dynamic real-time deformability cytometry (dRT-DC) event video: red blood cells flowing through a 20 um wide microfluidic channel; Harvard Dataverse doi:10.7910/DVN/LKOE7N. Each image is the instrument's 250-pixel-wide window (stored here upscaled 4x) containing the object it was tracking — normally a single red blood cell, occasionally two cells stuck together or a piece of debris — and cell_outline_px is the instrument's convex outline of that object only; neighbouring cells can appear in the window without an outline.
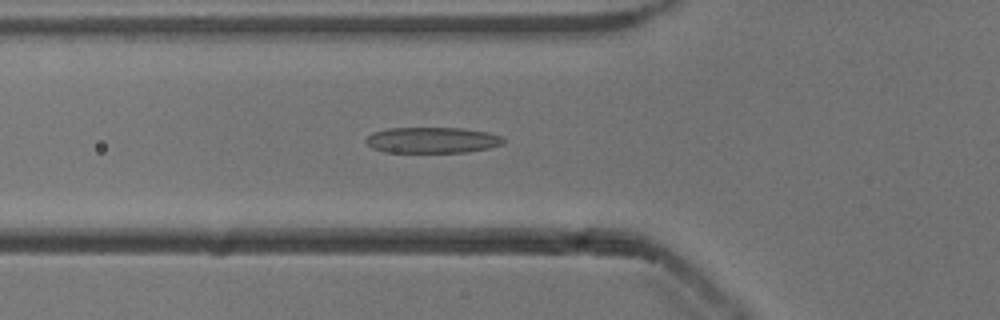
{"species": "common noctule bat (a hibernating species)", "species_latin": "Nyctalus noctula", "temperature_condition": "cold", "stored_images_in_passage": 53, "camera_frame_rate_fps": 3000, "um_per_image_px": 0.085, "animal": {"sex": "male", "body_mass_g": 13.3}, "frame": {"image": 1, "passage_image": 19, "time_ms": 6.0, "image_size_px": [1000, 320], "cell_outline_px": [[504, 144], [488, 148], [468, 152], [384, 152], [372, 148], [364, 140], [372, 132], [388, 128], [464, 128], [488, 132], [504, 136]], "centroid_in_image_um": [36.76, 11.91], "position_along_channel_um": 89.0, "area_um2": 20.92}}
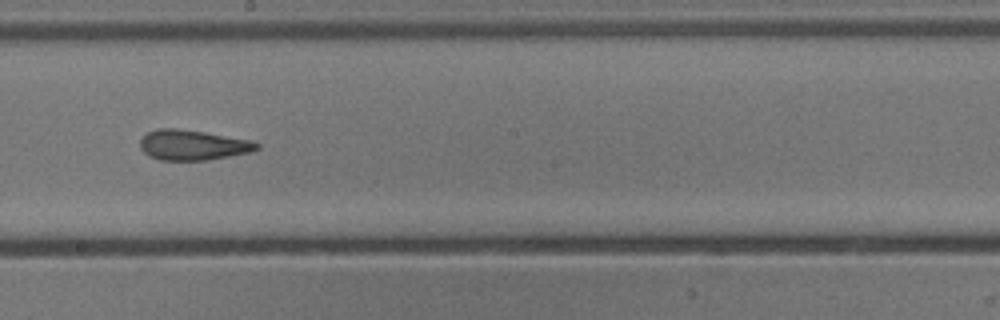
{"frame": {"image": 2, "passage_image": 30, "time_ms": 9.667, "image_size_px": [1000, 320], "cell_outline_px": [[260, 148], [252, 152], [208, 160], [160, 160], [148, 156], [140, 148], [140, 140], [148, 132], [156, 128], [176, 128], [204, 132], [252, 140], [260, 144]], "centroid_in_image_um": [16.4, 12.33], "position_along_channel_um": 231.8, "area_um2": 20.69}}
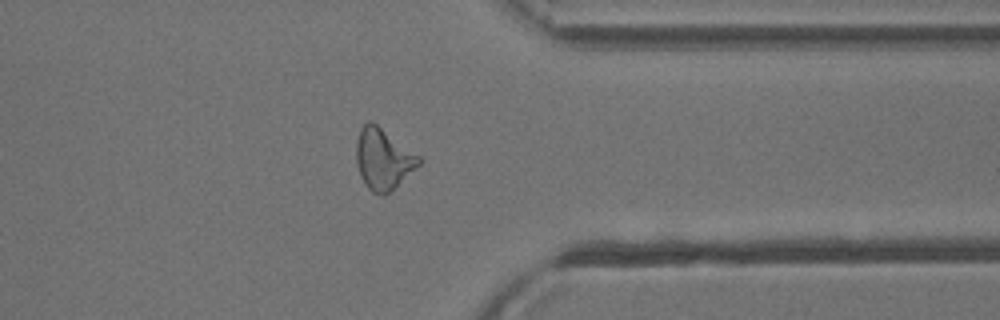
{"frame": {"image": 3, "passage_image": 42, "time_ms": 13.667, "image_size_px": [1000, 320], "cell_outline_px": [[420, 164], [384, 196], [380, 196], [372, 192], [368, 188], [360, 176], [356, 164], [356, 140], [360, 128], [368, 120], [372, 120], [420, 156]], "centroid_in_image_um": [32.53, 13.49], "position_along_channel_um": 378.9, "area_um2": 22.25}, "authors_computed_cell_mechanics": {"area_um2": 21.386, "velocity_mm_per_s": 3.8641, "shape_relaxation_time_tau1_ms": 4.9273, "shape_relaxation_time_tau2_ms": 2.0576, "deformation_change_tau1": 0.1684, "deformation_change_tau2": 0.1245}}